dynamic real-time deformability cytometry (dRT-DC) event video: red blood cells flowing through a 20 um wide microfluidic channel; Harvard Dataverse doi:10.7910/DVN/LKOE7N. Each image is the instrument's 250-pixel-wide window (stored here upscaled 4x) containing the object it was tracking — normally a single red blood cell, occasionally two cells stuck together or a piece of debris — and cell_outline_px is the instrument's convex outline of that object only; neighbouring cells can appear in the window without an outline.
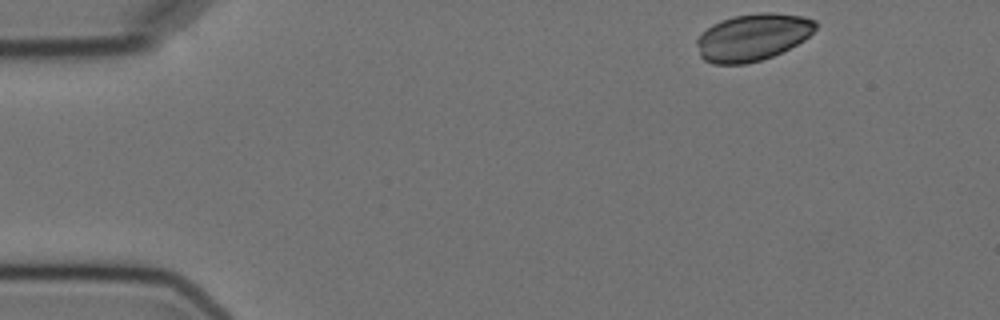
{"species": "Egyptian fruit bat (a non-hibernating species)", "species_latin": "Rousettus aegyptiacus", "temperature_condition": "cold", "stored_images_in_passage": 4, "camera_frame_rate_fps": 3000, "um_per_image_px": 0.085, "animal": {"sex": "female"}, "frame": {"image": 1, "passage_image": 1, "time_ms": 0.0, "image_size_px": [1000, 320], "cell_outline_px": [[816, 28], [804, 40], [772, 56], [760, 60], [744, 64], [712, 64], [704, 60], [700, 56], [696, 44], [696, 40], [712, 24], [720, 20], [732, 16], [756, 12], [772, 12], [804, 16], [816, 20]], "centroid_in_image_um": [63.96, 3.15], "position_along_channel_um": 21.0, "area_um2": 32.6}}
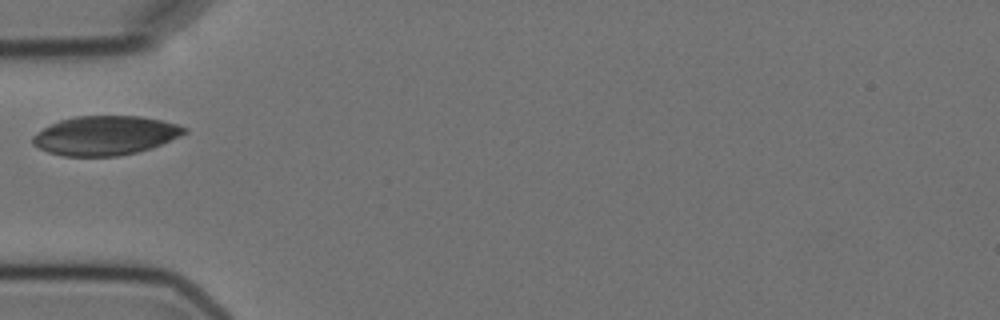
{"frame": {"image": 2, "passage_image": 4, "time_ms": 4.0, "image_size_px": [1000, 320], "cell_outline_px": [[188, 132], [152, 148], [120, 156], [64, 156], [48, 152], [32, 144], [32, 136], [44, 128], [60, 120], [76, 116], [140, 116], [160, 120], [176, 124], [188, 128]], "centroid_in_image_um": [8.95, 11.52], "position_along_channel_um": 76.1, "area_um2": 34.45}}